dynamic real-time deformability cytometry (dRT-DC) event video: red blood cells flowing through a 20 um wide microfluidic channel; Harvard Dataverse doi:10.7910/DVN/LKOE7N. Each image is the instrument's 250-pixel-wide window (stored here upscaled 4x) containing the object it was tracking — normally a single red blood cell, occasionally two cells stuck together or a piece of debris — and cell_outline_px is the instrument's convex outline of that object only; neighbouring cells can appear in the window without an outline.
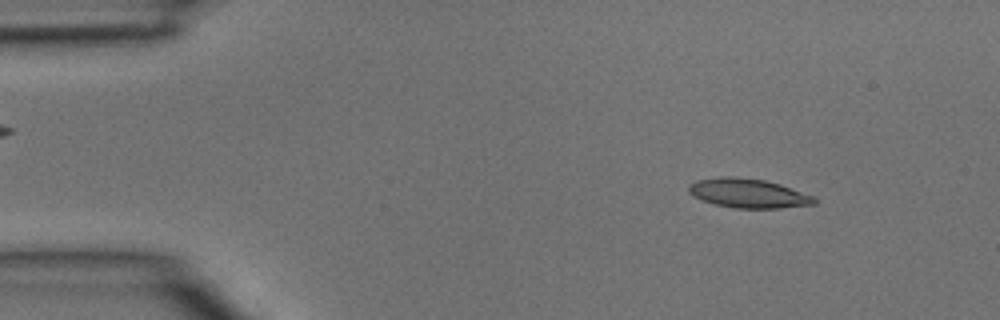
{"species": "common noctule bat (a hibernating species)", "species_latin": "Nyctalus noctula", "temperature_condition": "room temperature", "stored_images_in_passage": 3, "segment_of_instrument_passage": [2, 2], "camera_frame_rate_fps": 3000, "um_per_image_px": 0.085, "animal": {"sex": "male", "body_mass_g": 15.6}, "frame": {"image": 1, "passage_image": 3, "time_ms": 0.667, "image_size_px": [1000, 320], "cell_outline_px": [[816, 204], [780, 208], [736, 208], [716, 204], [700, 200], [692, 196], [688, 192], [688, 184], [696, 180], [720, 176], [728, 176], [764, 180], [780, 184], [816, 196]], "centroid_in_image_um": [63.59, 16.42], "position_along_channel_um": 21.4, "area_um2": 21.56}}